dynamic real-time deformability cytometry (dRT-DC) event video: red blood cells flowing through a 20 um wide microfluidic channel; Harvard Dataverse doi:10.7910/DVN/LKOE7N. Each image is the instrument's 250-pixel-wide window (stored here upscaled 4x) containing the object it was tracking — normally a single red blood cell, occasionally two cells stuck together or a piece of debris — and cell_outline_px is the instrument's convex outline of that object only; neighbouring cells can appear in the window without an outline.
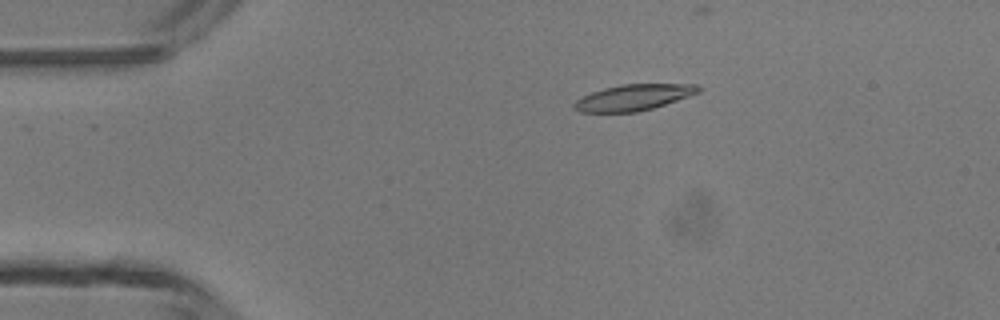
{"species": "common noctule bat (a hibernating species)", "species_latin": "Nyctalus noctula", "temperature_condition": "room temperature", "stored_images_in_passage": 4, "camera_frame_rate_fps": 3000, "um_per_image_px": 0.085, "animal": {"sex": "male", "body_mass_g": 13.3}, "frame": {"image": 1, "passage_image": 2, "time_ms": 2.333, "image_size_px": [1000, 320], "cell_outline_px": [[704, 88], [700, 92], [652, 108], [636, 112], [580, 112], [572, 104], [576, 100], [592, 92], [604, 88], [620, 84], [696, 84]], "centroid_in_image_um": [53.87, 8.27], "position_along_channel_um": 31.1, "area_um2": 18.67}}
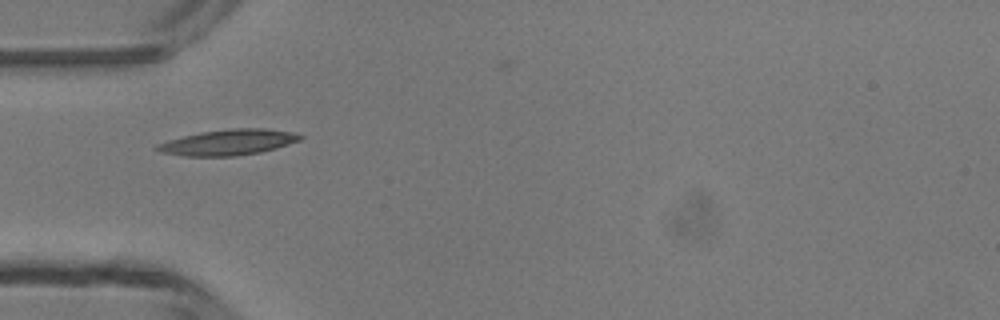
{"frame": {"image": 2, "passage_image": 4, "time_ms": 4.333, "image_size_px": [1000, 320], "cell_outline_px": [[304, 136], [300, 140], [276, 148], [260, 152], [236, 156], [184, 156], [160, 152], [152, 148], [156, 144], [168, 140], [200, 132], [232, 128], [268, 128], [292, 132]], "centroid_in_image_um": [19.38, 12.09], "position_along_channel_um": 65.6, "area_um2": 21.5}}